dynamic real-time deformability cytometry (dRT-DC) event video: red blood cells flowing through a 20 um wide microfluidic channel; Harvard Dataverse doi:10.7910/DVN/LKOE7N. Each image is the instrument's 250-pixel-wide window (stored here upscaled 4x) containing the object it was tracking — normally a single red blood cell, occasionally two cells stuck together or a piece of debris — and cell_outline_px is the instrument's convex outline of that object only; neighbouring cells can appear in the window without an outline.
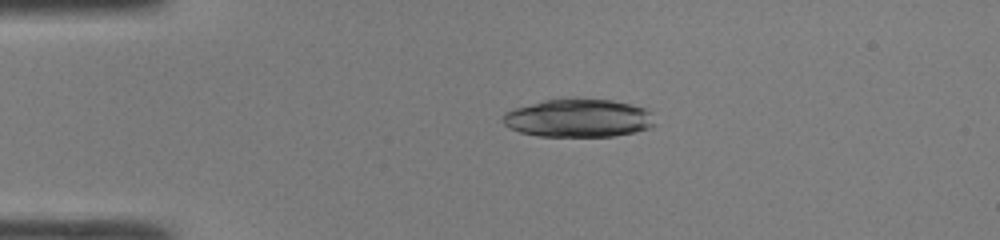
{"species": "common noctule bat (a hibernating species)", "species_latin": "Nyctalus noctula", "temperature_condition": "room temperature", "stored_images_in_passage": 46, "camera_frame_rate_fps": 3000, "um_per_image_px": 0.085, "animal": {"sex": "male", "body_mass_g": 19.0, "forearm_length_mm": 50.8}, "frame": {"image": 1, "passage_image": 10, "time_ms": 3.0, "image_size_px": [1000, 240], "cell_outline_px": [[656, 124], [648, 128], [632, 132], [612, 136], [536, 136], [520, 132], [504, 124], [500, 120], [504, 112], [516, 108], [544, 100], [612, 100], [644, 108], [648, 112]], "centroid_in_image_um": [49.11, 10.06], "position_along_channel_um": 35.9, "area_um2": 33.06}}